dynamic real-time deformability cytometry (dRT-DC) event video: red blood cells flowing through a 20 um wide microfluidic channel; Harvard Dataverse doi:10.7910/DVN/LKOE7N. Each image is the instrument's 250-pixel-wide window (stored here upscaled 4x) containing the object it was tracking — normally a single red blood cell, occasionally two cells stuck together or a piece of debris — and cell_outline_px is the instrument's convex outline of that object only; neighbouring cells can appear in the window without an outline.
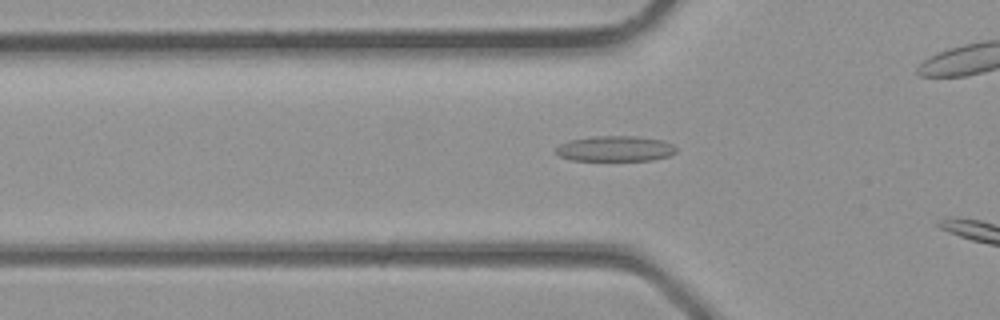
{"species": "common noctule bat (a hibernating species)", "species_latin": "Nyctalus noctula", "temperature_condition": "room temperature", "stored_images_in_passage": 4, "camera_frame_rate_fps": 3000, "um_per_image_px": 0.085, "animal": {"sex": "male", "body_mass_g": 23.1, "forearm_length_mm": 52.7}, "frame": {"image": 1, "passage_image": 4, "time_ms": 1.0, "image_size_px": [1000, 320], "cell_outline_px": [[676, 152], [668, 156], [652, 160], [572, 160], [560, 156], [556, 152], [556, 148], [560, 144], [568, 140], [592, 136], [636, 136], [664, 140], [672, 144], [676, 148]], "centroid_in_image_um": [52.3, 12.62], "position_along_channel_um": 73.5, "area_um2": 17.86}}